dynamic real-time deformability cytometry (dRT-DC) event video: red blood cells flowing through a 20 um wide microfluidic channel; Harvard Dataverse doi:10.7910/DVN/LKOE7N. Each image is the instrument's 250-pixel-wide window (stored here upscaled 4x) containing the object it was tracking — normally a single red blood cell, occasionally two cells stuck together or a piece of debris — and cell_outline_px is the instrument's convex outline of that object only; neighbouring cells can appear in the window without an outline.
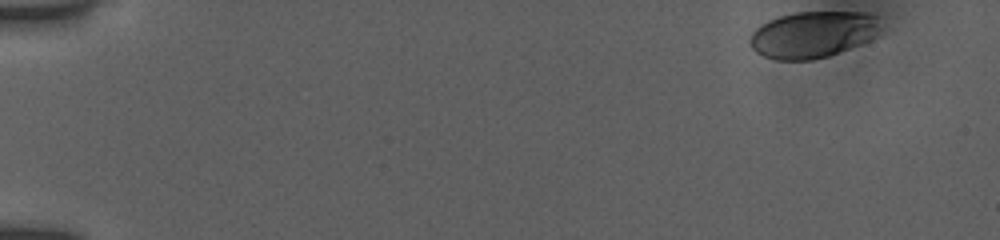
{"species": "human", "species_latin": "Homo sapiens", "temperature_condition": "room temperature", "stored_images_in_passage": 44, "camera_frame_rate_fps": 3000, "um_per_image_px": 0.085, "donor": {"sex": "female"}, "frame": {"image": 1, "passage_image": 1, "time_ms": 0.0, "image_size_px": [1000, 240], "cell_outline_px": [[880, 36], [860, 44], [828, 56], [812, 60], [776, 60], [764, 56], [756, 52], [748, 44], [748, 40], [752, 32], [760, 24], [768, 20], [780, 16], [796, 12], [868, 12], [880, 16]], "centroid_in_image_um": [69.12, 2.92], "position_along_channel_um": 15.9, "area_um2": 36.01}}
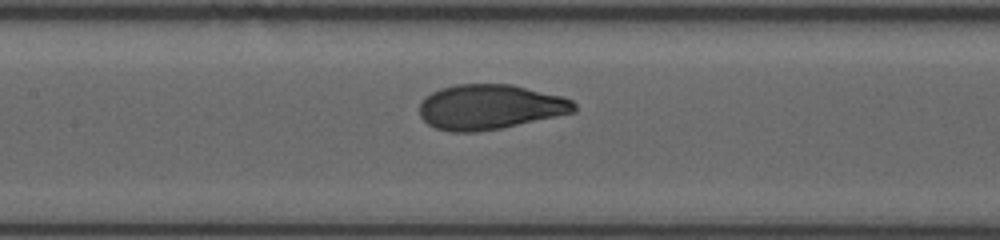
{"frame": {"image": 2, "passage_image": 24, "time_ms": 7.667, "image_size_px": [1000, 240], "cell_outline_px": [[576, 112], [500, 128], [476, 132], [452, 132], [436, 128], [428, 124], [420, 116], [420, 104], [424, 96], [440, 88], [456, 84], [512, 84], [564, 96], [572, 100], [576, 104]], "centroid_in_image_um": [41.65, 9.08], "position_along_channel_um": 165.8, "area_um2": 40.69}}
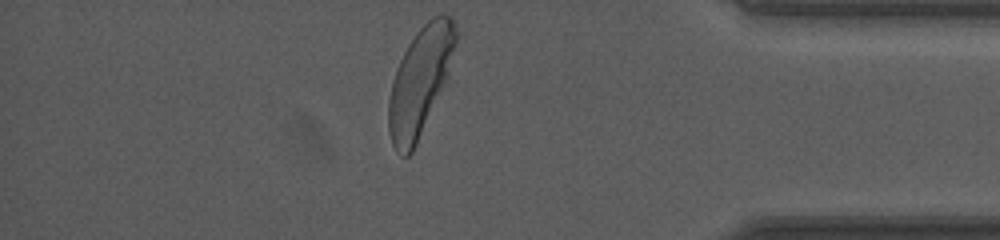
{"frame": {"image": 3, "passage_image": 44, "time_ms": 14.333, "image_size_px": [1000, 240], "cell_outline_px": [[456, 44], [448, 80], [412, 152], [408, 156], [404, 156], [396, 152], [392, 144], [388, 132], [388, 100], [392, 80], [396, 68], [408, 44], [416, 32], [432, 16], [440, 12], [444, 12], [452, 20], [456, 28]], "centroid_in_image_um": [35.71, 6.91], "position_along_channel_um": 399.5, "area_um2": 42.54}, "authors_computed_cell_mechanics": {"area_um2": 40.5178, "velocity_mm_per_s": 3.8765, "shape_relaxation_time_tau1_ms": 3.0843, "shape_relaxation_time_tau2_ms": null, "deformation_change_tau1": 0.1598, "deformation_change_tau2": null}}